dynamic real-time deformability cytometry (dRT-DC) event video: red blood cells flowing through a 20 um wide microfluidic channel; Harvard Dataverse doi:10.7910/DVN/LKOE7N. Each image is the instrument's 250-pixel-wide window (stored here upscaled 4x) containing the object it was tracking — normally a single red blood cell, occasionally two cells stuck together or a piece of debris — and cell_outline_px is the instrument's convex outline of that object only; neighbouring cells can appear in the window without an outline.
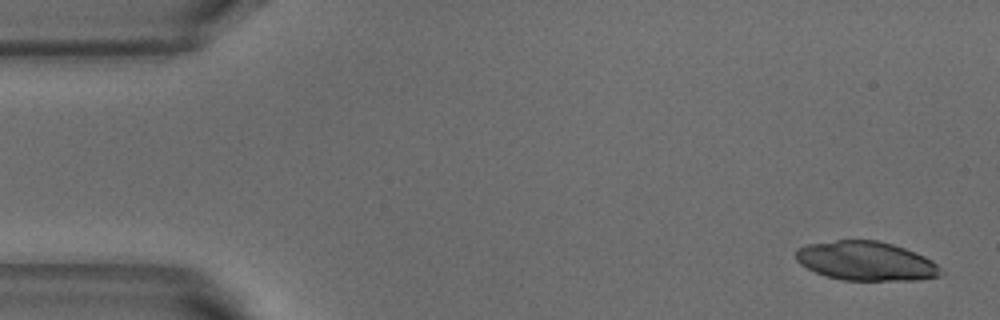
{"species": "common noctule bat (a hibernating species)", "species_latin": "Nyctalus noctula", "temperature_condition": "warm", "stored_images_in_passage": 6, "camera_frame_rate_fps": 3000, "um_per_image_px": 0.085, "animal": {"sex": "male", "body_mass_g": 18.8}, "frame": {"image": 1, "passage_image": 1, "time_ms": 0.0, "image_size_px": [1000, 320], "cell_outline_px": [[944, 272], [940, 276], [920, 280], [840, 280], [824, 276], [800, 264], [796, 260], [796, 248], [808, 244], [836, 240], [876, 240], [892, 244], [916, 252], [932, 260]], "centroid_in_image_um": [73.61, 22.19], "position_along_channel_um": 11.4, "area_um2": 33.18}}
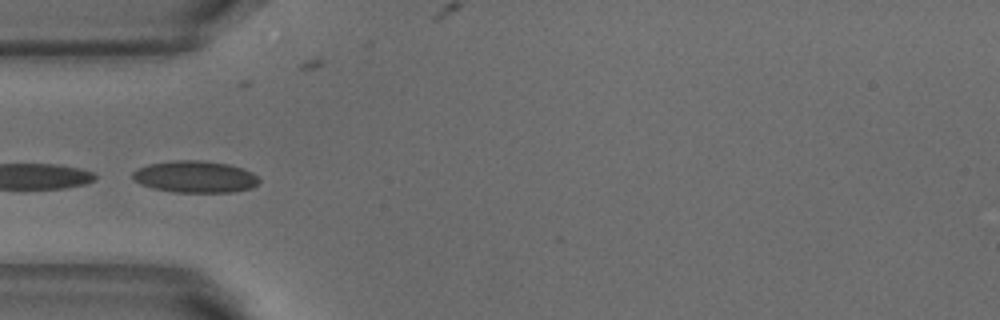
{"frame": {"image": 2, "passage_image": 5, "time_ms": 1.333, "image_size_px": [1000, 320], "cell_outline_px": [[260, 180], [252, 188], [232, 192], [172, 192], [152, 188], [140, 184], [132, 176], [132, 172], [148, 164], [172, 160], [200, 160], [228, 164], [244, 168], [252, 172]], "centroid_in_image_um": [16.59, 15.02], "position_along_channel_um": 68.4, "area_um2": 23.47}}
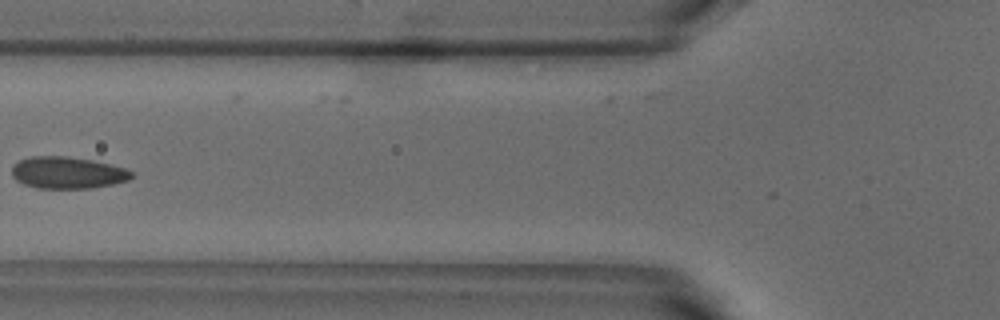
{"frame": {"image": 3, "passage_image": 6, "time_ms": 1.667, "image_size_px": [1000, 320], "cell_outline_px": [[136, 176], [128, 180], [112, 184], [92, 188], [36, 188], [24, 184], [16, 180], [12, 176], [12, 168], [20, 160], [32, 156], [68, 156], [92, 160], [124, 168], [132, 172]], "centroid_in_image_um": [5.75, 14.68], "position_along_channel_um": 120.1, "area_um2": 22.14}}